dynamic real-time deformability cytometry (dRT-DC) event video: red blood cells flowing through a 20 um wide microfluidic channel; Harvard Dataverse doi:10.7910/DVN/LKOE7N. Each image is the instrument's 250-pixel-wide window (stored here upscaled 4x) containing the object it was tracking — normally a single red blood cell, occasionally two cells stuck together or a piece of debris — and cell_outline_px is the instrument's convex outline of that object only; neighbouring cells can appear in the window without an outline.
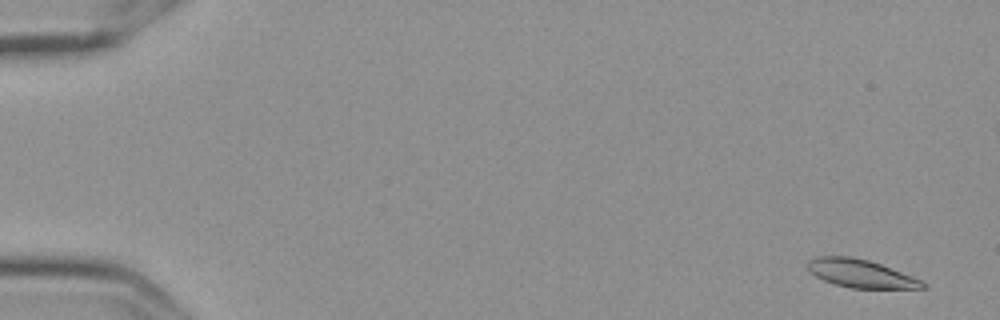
{"species": "Egyptian fruit bat (a non-hibernating species)", "species_latin": "Rousettus aegyptiacus", "temperature_condition": "cold", "stored_images_in_passage": 4, "camera_frame_rate_fps": 3000, "um_per_image_px": 0.085, "frame": {"image": 1, "passage_image": 1, "time_ms": 0.0, "image_size_px": [1000, 320], "cell_outline_px": [[924, 288], [852, 288], [836, 284], [824, 280], [816, 276], [808, 268], [808, 260], [816, 256], [852, 256], [868, 260], [880, 264], [912, 276], [920, 280], [924, 284]], "centroid_in_image_um": [73.12, 23.23], "position_along_channel_um": 11.9, "area_um2": 18.44}}